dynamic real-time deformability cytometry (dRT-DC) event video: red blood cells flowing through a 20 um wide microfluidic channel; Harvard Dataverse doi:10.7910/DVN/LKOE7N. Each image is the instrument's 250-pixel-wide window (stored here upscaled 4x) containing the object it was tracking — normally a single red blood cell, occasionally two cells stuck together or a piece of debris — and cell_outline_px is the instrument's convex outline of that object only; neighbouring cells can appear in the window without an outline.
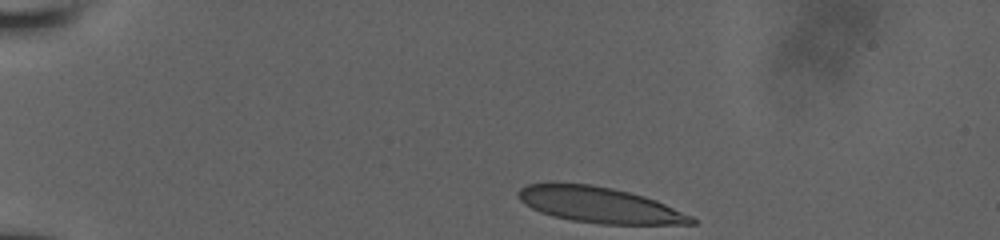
{"species": "human", "species_latin": "Homo sapiens", "temperature_condition": "room temperature", "stored_images_in_passage": 16, "camera_frame_rate_fps": 3000, "um_per_image_px": 0.085, "donor": {"sex": "male"}, "frame": {"image": 1, "passage_image": 1, "time_ms": 0.0, "image_size_px": [1000, 240], "cell_outline_px": [[696, 224], [600, 224], [572, 220], [552, 216], [540, 212], [524, 204], [520, 200], [516, 192], [520, 188], [528, 184], [592, 184], [612, 188], [644, 196], [656, 200], [692, 216], [696, 220]], "centroid_in_image_um": [50.95, 17.43], "position_along_channel_um": 34.0, "area_um2": 35.72}}
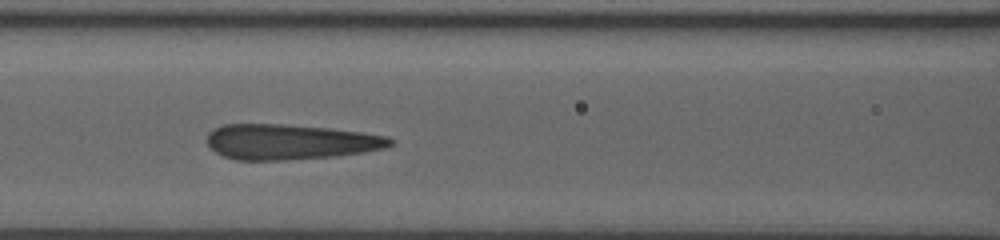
{"frame": {"image": 2, "passage_image": 10, "time_ms": 4.667, "image_size_px": [1000, 240], "cell_outline_px": [[396, 144], [384, 148], [364, 152], [332, 156], [280, 160], [236, 160], [224, 156], [216, 152], [208, 144], [208, 132], [212, 128], [220, 124], [280, 124], [328, 128], [360, 132], [388, 136], [396, 140]], "centroid_in_image_um": [24.66, 12.05], "position_along_channel_um": 141.9, "area_um2": 37.69}}
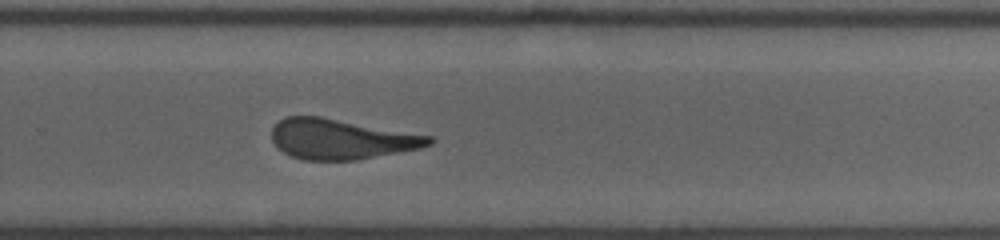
{"frame": {"image": 3, "passage_image": 16, "time_ms": 8.667, "image_size_px": [1000, 240], "cell_outline_px": [[436, 140], [432, 144], [420, 148], [356, 160], [304, 160], [292, 156], [284, 152], [272, 140], [272, 128], [280, 120], [288, 116], [320, 116], [432, 136]], "centroid_in_image_um": [29.02, 11.82], "position_along_channel_um": 300.8, "area_um2": 36.59}}